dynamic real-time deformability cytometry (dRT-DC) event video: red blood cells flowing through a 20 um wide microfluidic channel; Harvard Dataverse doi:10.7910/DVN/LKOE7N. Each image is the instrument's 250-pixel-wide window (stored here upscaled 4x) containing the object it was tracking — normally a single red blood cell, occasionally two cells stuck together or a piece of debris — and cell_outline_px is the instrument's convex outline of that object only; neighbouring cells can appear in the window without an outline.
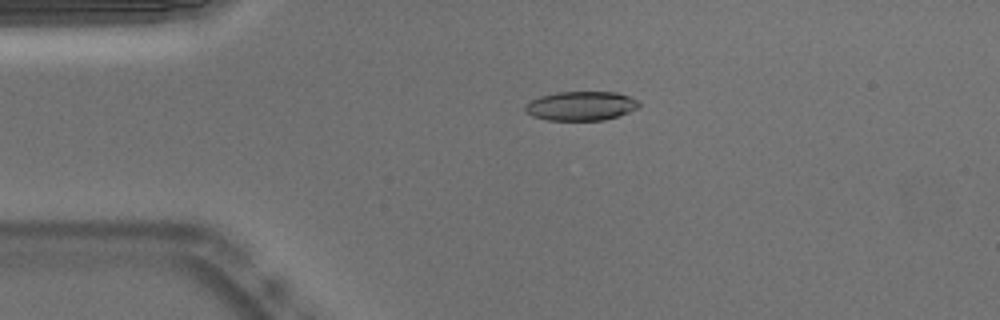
{"species": "Egyptian fruit bat (a non-hibernating species)", "species_latin": "Rousettus aegyptiacus", "temperature_condition": "warm", "stored_images_in_passage": 53, "camera_frame_rate_fps": 3000, "um_per_image_px": 0.085, "animal": {"sex": "male"}, "frame": {"image": 1, "passage_image": 11, "time_ms": 3.333, "image_size_px": [1000, 320], "cell_outline_px": [[640, 108], [604, 120], [548, 120], [532, 116], [524, 112], [524, 108], [532, 100], [540, 96], [556, 92], [616, 92], [628, 96], [636, 100], [640, 104]], "centroid_in_image_um": [49.38, 9.0], "position_along_channel_um": 35.6, "area_um2": 19.25}}
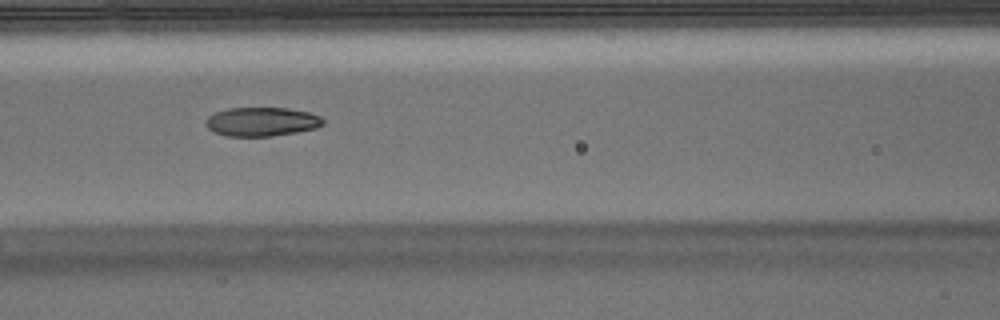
{"frame": {"image": 2, "passage_image": 22, "time_ms": 7.0, "image_size_px": [1000, 320], "cell_outline_px": [[324, 124], [316, 128], [296, 132], [272, 136], [224, 136], [212, 132], [204, 124], [204, 120], [208, 116], [216, 112], [228, 108], [288, 108], [308, 112], [320, 116], [324, 120]], "centroid_in_image_um": [22.21, 10.35], "position_along_channel_um": 144.4, "area_um2": 19.94}}
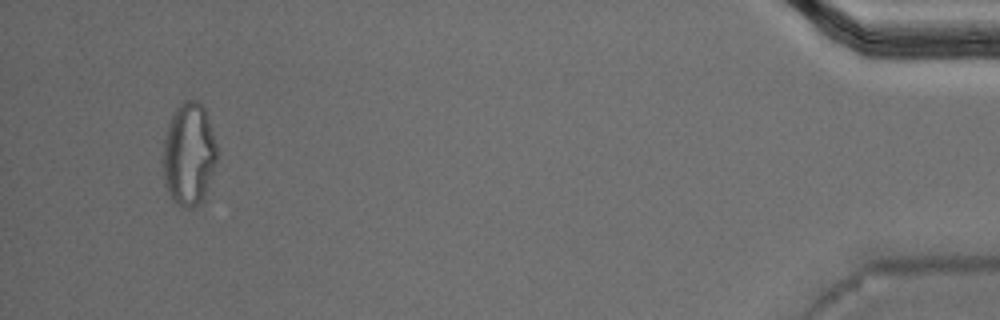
{"frame": {"image": 3, "passage_image": 50, "time_ms": 16.333, "image_size_px": [1000, 320], "cell_outline_px": [[216, 160], [204, 196], [196, 204], [188, 208], [184, 208], [172, 200], [164, 184], [160, 160], [164, 136], [172, 112], [184, 100], [192, 96], [204, 104], [216, 144]], "centroid_in_image_um": [15.99, 13.03], "position_along_channel_um": 419.2, "area_um2": 32.95}, "authors_computed_cell_mechanics": {"area_um2": 20.5768, "velocity_mm_per_s": 3.787, "shape_relaxation_time_tau1_ms": null, "shape_relaxation_time_tau2_ms": 2.2816, "deformation_change_tau1": null, "deformation_change_tau2": 0.0876}}